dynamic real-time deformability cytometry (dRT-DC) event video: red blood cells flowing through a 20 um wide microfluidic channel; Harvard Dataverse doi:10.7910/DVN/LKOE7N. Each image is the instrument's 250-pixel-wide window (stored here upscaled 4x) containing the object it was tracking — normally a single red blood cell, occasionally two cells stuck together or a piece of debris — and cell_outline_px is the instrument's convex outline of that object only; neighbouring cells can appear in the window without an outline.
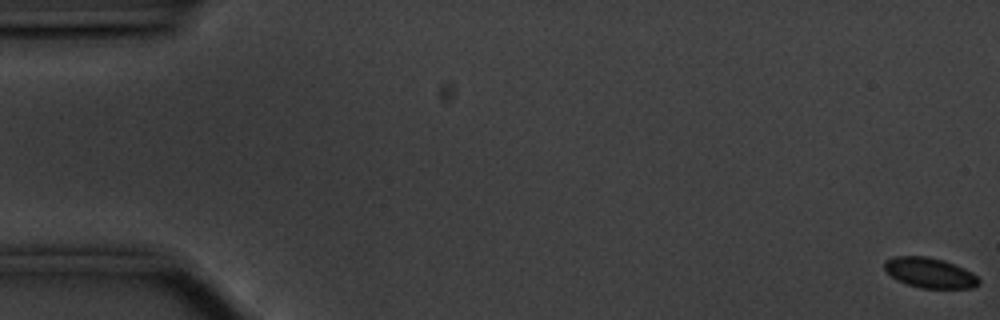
{"species": "common noctule bat (a hibernating species)", "species_latin": "Nyctalus noctula", "temperature_condition": "cold", "stored_images_in_passage": 58, "camera_frame_rate_fps": 3000, "um_per_image_px": 0.085, "animal": {"sex": "male", "body_mass_g": 20.1, "forearm_length_mm": 53.5}, "frame": {"image": 1, "passage_image": 1, "time_ms": 0.0, "image_size_px": [1000, 320], "cell_outline_px": [[980, 284], [972, 288], [920, 288], [896, 280], [884, 268], [884, 260], [892, 256], [924, 256], [944, 260], [964, 268], [972, 272], [980, 280]], "centroid_in_image_um": [79.03, 23.18], "position_along_channel_um": 6.0, "area_um2": 16.65}}
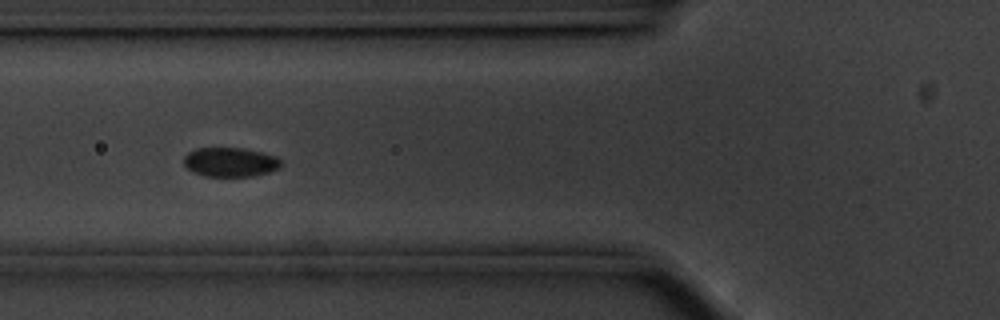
{"frame": {"image": 2, "passage_image": 22, "time_ms": 7.0, "image_size_px": [1000, 320], "cell_outline_px": [[280, 168], [272, 172], [252, 176], [204, 176], [192, 172], [184, 164], [184, 156], [188, 152], [196, 148], [244, 148], [276, 156], [280, 160]], "centroid_in_image_um": [19.57, 13.78], "position_along_channel_um": 106.2, "area_um2": 16.65}}
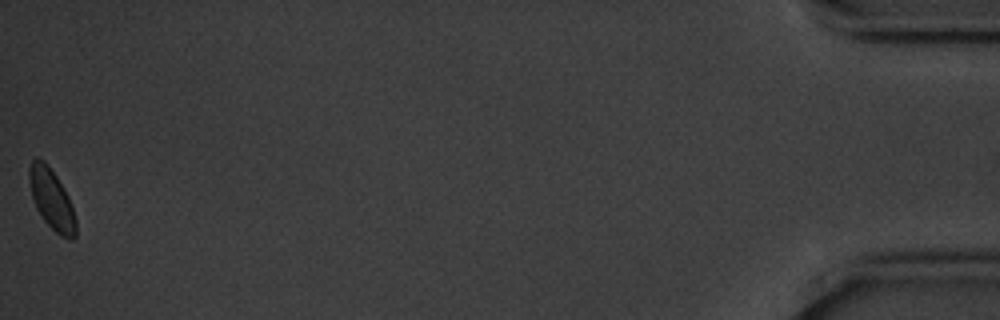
{"frame": {"image": 3, "passage_image": 58, "time_ms": 19.0, "image_size_px": [1000, 320], "cell_outline_px": [[76, 236], [72, 240], [68, 240], [60, 236], [44, 220], [36, 208], [32, 196], [28, 180], [28, 168], [32, 160], [36, 156], [40, 156], [48, 164], [64, 188], [68, 196], [76, 220]], "centroid_in_image_um": [4.37, 16.91], "position_along_channel_um": 430.8, "area_um2": 16.59}}